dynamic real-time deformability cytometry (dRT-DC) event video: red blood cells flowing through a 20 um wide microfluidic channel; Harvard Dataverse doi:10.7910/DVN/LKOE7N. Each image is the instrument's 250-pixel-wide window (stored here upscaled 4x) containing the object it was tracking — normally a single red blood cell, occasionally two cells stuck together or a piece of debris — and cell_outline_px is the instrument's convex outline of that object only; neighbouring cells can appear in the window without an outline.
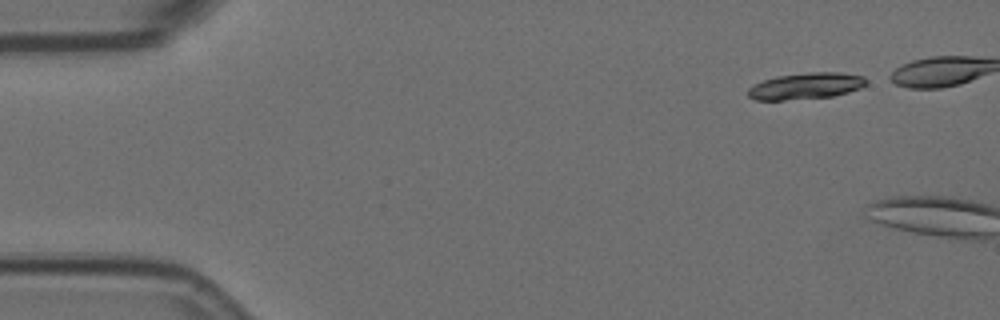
{"species": "Egyptian fruit bat (a non-hibernating species)", "species_latin": "Rousettus aegyptiacus", "temperature_condition": "room temperature", "stored_images_in_passage": 2, "camera_frame_rate_fps": 3000, "um_per_image_px": 0.085, "animal": {"sex": "female"}, "frame": {"image": 1, "passage_image": 1, "time_ms": 0.0, "image_size_px": [1000, 320], "cell_outline_px": [[868, 80], [860, 88], [848, 92], [832, 96], [784, 100], [756, 100], [748, 96], [748, 88], [764, 80], [776, 76], [808, 72], [840, 72], [864, 76]], "centroid_in_image_um": [68.5, 7.3], "position_along_channel_um": 16.5, "area_um2": 18.09}}